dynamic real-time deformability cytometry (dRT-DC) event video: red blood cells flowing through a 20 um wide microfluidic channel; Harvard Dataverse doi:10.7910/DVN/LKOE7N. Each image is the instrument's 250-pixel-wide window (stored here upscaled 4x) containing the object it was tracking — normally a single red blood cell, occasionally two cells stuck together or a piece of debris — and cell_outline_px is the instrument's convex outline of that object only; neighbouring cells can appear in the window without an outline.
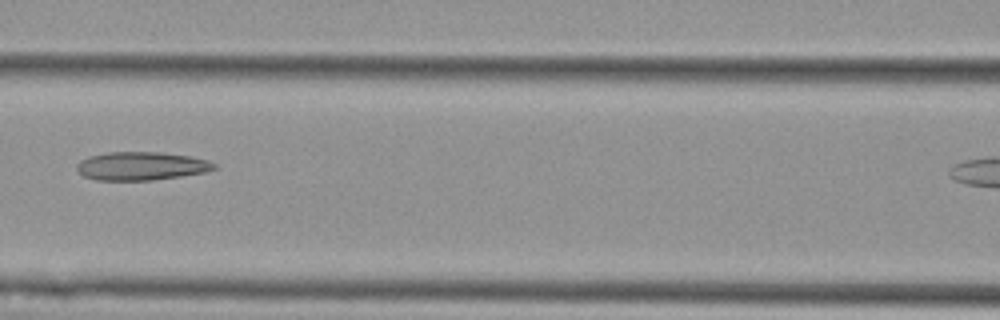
{"species": "Egyptian fruit bat (a non-hibernating species)", "species_latin": "Rousettus aegyptiacus", "temperature_condition": "cold", "stored_images_in_passage": 7, "segment_of_instrument_passage": [1, 2], "camera_frame_rate_fps": 3000, "um_per_image_px": 0.085, "animal": {"sex": "female"}, "frame": {"image": 1, "passage_image": 6, "time_ms": 5.667, "image_size_px": [1000, 320], "cell_outline_px": [[216, 168], [204, 172], [180, 176], [152, 180], [96, 180], [84, 176], [76, 168], [76, 164], [80, 160], [88, 156], [108, 152], [160, 152], [192, 156], [208, 160], [216, 164]], "centroid_in_image_um": [12.0, 14.1], "position_along_channel_um": 154.6, "area_um2": 22.72}}